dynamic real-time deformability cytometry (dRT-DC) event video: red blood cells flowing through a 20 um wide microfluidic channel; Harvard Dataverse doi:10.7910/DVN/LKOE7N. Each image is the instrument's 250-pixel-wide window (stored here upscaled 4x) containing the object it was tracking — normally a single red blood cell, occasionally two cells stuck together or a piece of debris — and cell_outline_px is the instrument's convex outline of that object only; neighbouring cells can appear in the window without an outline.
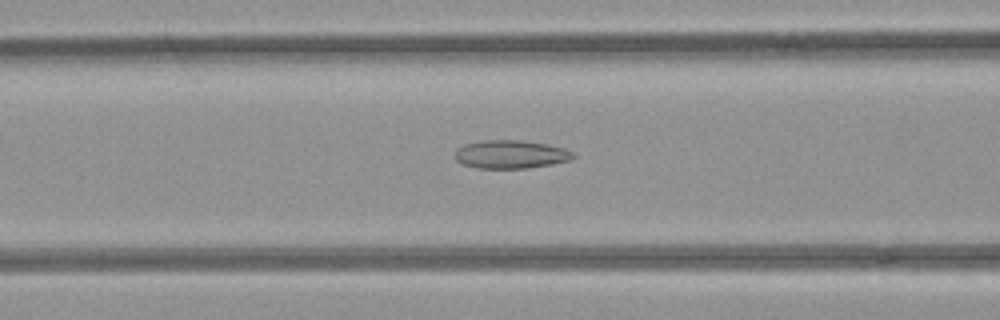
{"species": "common noctule bat (a hibernating species)", "species_latin": "Nyctalus noctula", "temperature_condition": "room temperature", "stored_images_in_passage": 46, "camera_frame_rate_fps": 3000, "um_per_image_px": 0.085, "animal": {"sex": "female", "body_mass_g": 21.9}, "frame": {"image": 1, "passage_image": 21, "time_ms": 6.667, "image_size_px": [1000, 320], "cell_outline_px": [[576, 156], [572, 160], [552, 164], [528, 168], [476, 168], [464, 164], [456, 160], [456, 148], [464, 144], [484, 140], [524, 140], [548, 144], [564, 148], [572, 152]], "centroid_in_image_um": [43.44, 13.11], "position_along_channel_um": 123.2, "area_um2": 19.59}}
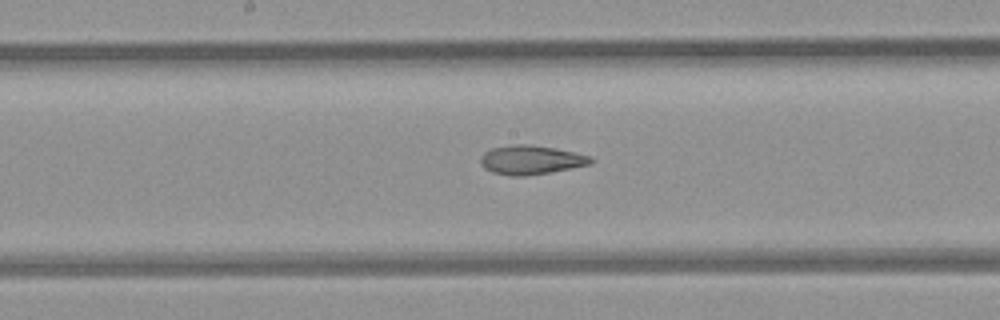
{"frame": {"image": 2, "passage_image": 27, "time_ms": 8.667, "image_size_px": [1000, 320], "cell_outline_px": [[596, 160], [592, 164], [548, 172], [524, 176], [508, 176], [492, 172], [484, 168], [480, 164], [480, 156], [484, 152], [492, 148], [512, 144], [528, 144], [556, 148], [592, 156]], "centroid_in_image_um": [45.13, 13.58], "position_along_channel_um": 203.1, "area_um2": 18.84}}
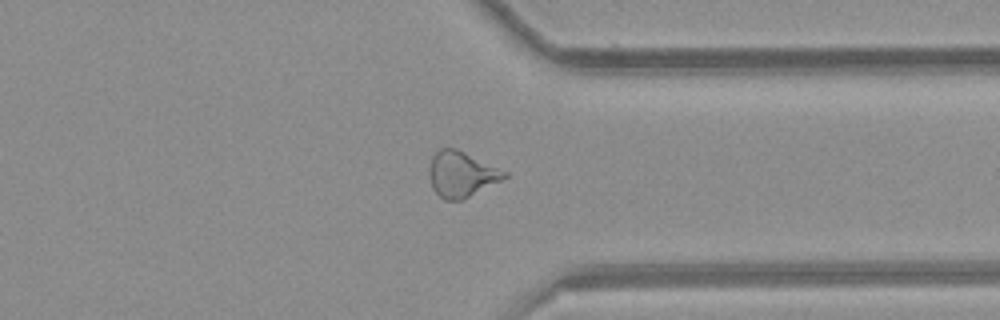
{"frame": {"image": 3, "passage_image": 40, "time_ms": 13.0, "image_size_px": [1000, 320], "cell_outline_px": [[508, 176], [504, 180], [460, 200], [444, 200], [432, 188], [428, 172], [432, 156], [440, 148], [456, 148], [508, 172]], "centroid_in_image_um": [39.23, 14.8], "position_along_channel_um": 372.2, "area_um2": 19.94}}